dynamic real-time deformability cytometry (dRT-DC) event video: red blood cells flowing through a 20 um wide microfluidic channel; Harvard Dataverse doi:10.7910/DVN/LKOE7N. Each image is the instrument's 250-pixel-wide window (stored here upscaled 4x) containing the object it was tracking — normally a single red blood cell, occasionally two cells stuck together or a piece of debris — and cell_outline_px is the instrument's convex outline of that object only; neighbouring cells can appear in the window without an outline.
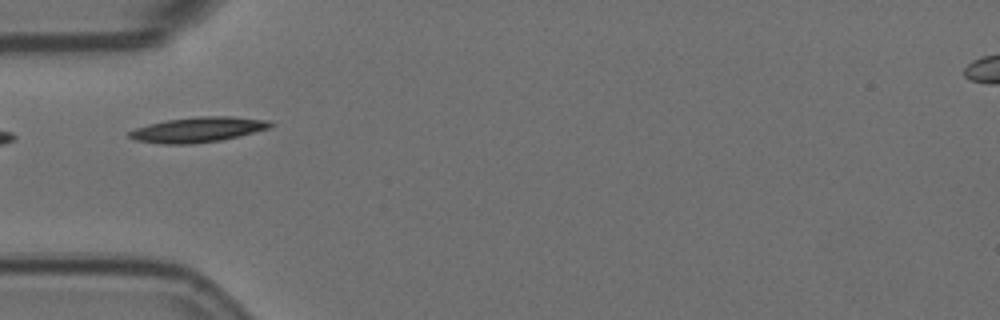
{"species": "Egyptian fruit bat (a non-hibernating species)", "species_latin": "Rousettus aegyptiacus", "temperature_condition": "room temperature", "stored_images_in_passage": 4, "camera_frame_rate_fps": 3000, "um_per_image_px": 0.085, "animal": {"sex": "female"}, "frame": {"image": 1, "passage_image": 2, "time_ms": 0.333, "image_size_px": [1000, 320], "cell_outline_px": [[276, 124], [268, 128], [240, 136], [220, 140], [192, 144], [164, 144], [136, 140], [128, 136], [128, 132], [136, 128], [148, 124], [168, 120], [196, 116], [232, 116], [268, 120]], "centroid_in_image_um": [16.85, 11.01], "position_along_channel_um": 68.2, "area_um2": 20.63}}
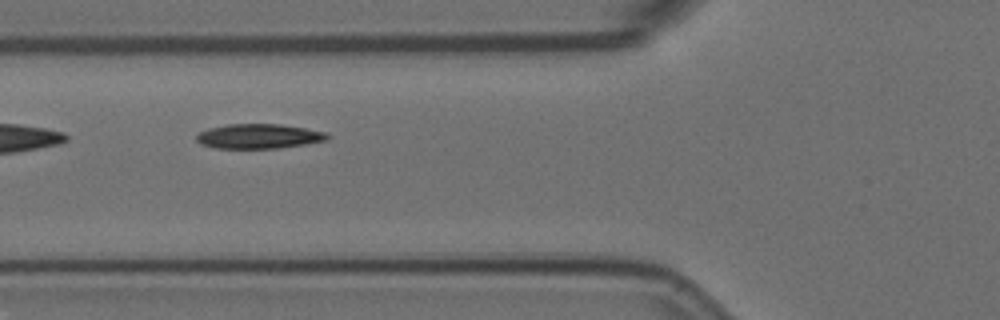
{"frame": {"image": 2, "passage_image": 3, "time_ms": 0.667, "image_size_px": [1000, 320], "cell_outline_px": [[332, 136], [328, 140], [280, 148], [216, 148], [200, 144], [196, 140], [196, 136], [200, 132], [208, 128], [228, 124], [280, 124], [328, 132]], "centroid_in_image_um": [22.03, 11.58], "position_along_channel_um": 103.8, "area_um2": 18.9}}
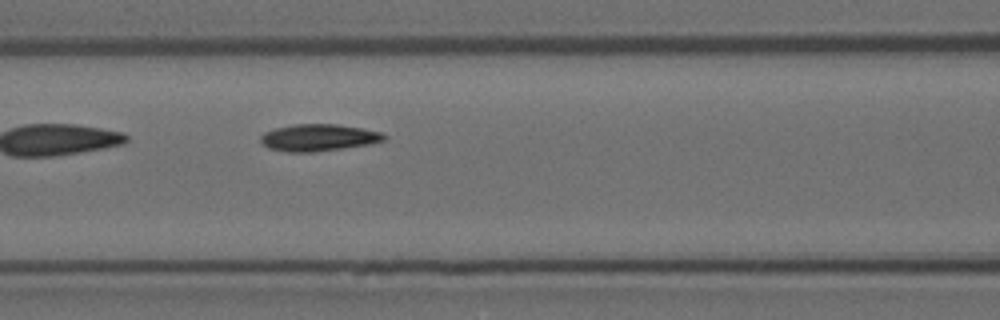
{"frame": {"image": 3, "passage_image": 4, "time_ms": 1.0, "image_size_px": [1000, 320], "cell_outline_px": [[388, 136], [384, 140], [368, 144], [344, 148], [312, 152], [288, 152], [268, 148], [260, 140], [260, 136], [264, 132], [276, 128], [292, 124], [336, 124], [360, 128], [380, 132]], "centroid_in_image_um": [27.05, 11.69], "position_along_channel_um": 139.6, "area_um2": 19.25}}